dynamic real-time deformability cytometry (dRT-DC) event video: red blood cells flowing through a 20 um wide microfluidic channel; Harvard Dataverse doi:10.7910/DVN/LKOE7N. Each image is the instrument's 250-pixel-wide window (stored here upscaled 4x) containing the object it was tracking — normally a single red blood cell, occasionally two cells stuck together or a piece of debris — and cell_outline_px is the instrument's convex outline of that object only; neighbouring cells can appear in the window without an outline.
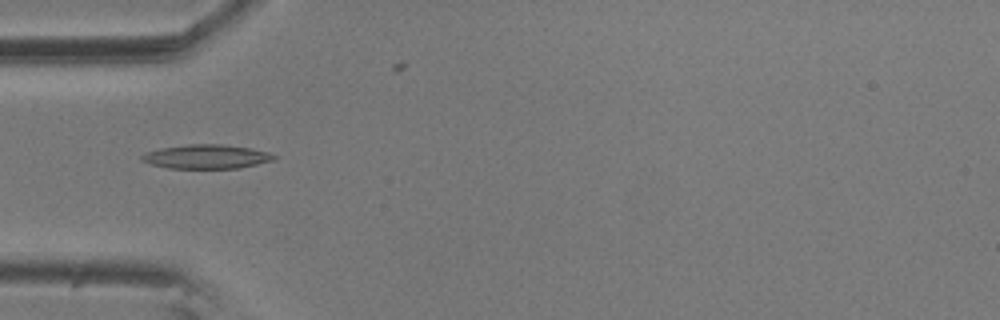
{"species": "common noctule bat (a hibernating species)", "species_latin": "Nyctalus noctula", "temperature_condition": "room temperature", "stored_images_in_passage": 11, "camera_frame_rate_fps": 3000, "um_per_image_px": 0.085, "animal": {"sex": "male", "body_mass_g": 20.5, "forearm_length_mm": 52.5}, "frame": {"image": 1, "passage_image": 5, "time_ms": 1.333, "image_size_px": [1000, 320], "cell_outline_px": [[276, 160], [240, 168], [168, 168], [152, 164], [140, 160], [140, 156], [144, 152], [160, 148], [188, 144], [220, 144], [252, 148], [268, 152], [276, 156]], "centroid_in_image_um": [17.55, 13.31], "position_along_channel_um": 67.5, "area_um2": 18.67}}
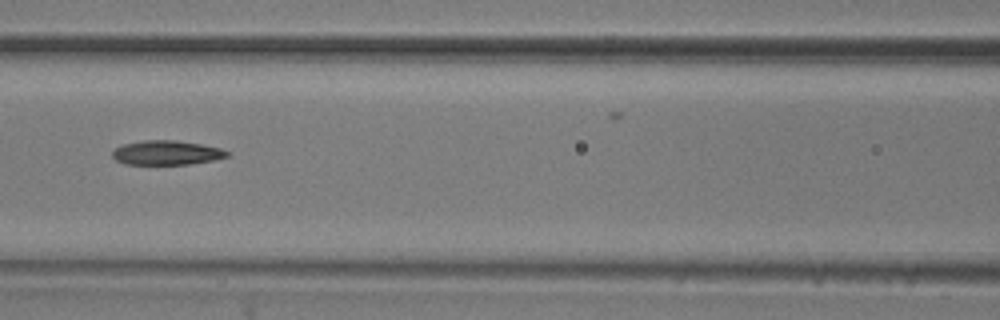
{"frame": {"image": 2, "passage_image": 7, "time_ms": 2.0, "image_size_px": [1000, 320], "cell_outline_px": [[232, 152], [228, 156], [212, 160], [188, 164], [124, 164], [116, 160], [112, 156], [112, 152], [116, 148], [124, 144], [144, 140], [176, 140], [200, 144], [220, 148]], "centroid_in_image_um": [14.17, 12.98], "position_along_channel_um": 152.4, "area_um2": 16.18}}
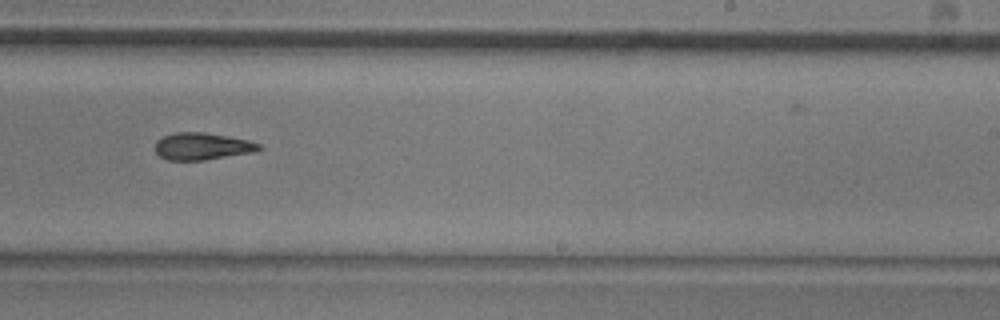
{"frame": {"image": 3, "passage_image": 10, "time_ms": 3.0, "image_size_px": [1000, 320], "cell_outline_px": [[264, 148], [252, 152], [204, 160], [168, 160], [160, 156], [156, 152], [156, 140], [164, 136], [176, 132], [204, 132], [248, 140], [260, 144]], "centroid_in_image_um": [17.18, 12.43], "position_along_channel_um": 271.8, "area_um2": 16.24}}